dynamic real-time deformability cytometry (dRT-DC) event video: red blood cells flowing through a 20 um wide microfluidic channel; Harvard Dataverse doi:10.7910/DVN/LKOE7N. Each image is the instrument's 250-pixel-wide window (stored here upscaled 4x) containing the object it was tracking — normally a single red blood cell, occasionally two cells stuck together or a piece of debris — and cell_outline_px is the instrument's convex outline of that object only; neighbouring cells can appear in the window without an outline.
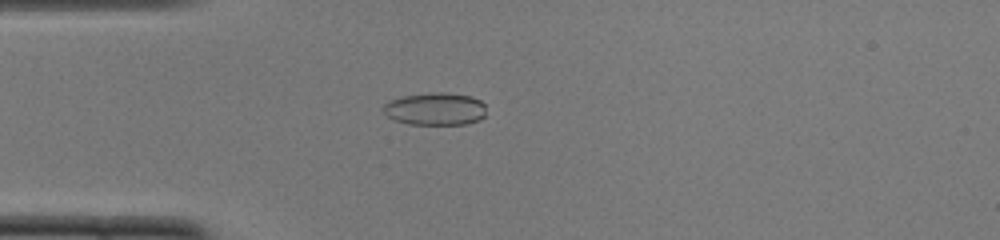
{"species": "common noctule bat (a hibernating species)", "species_latin": "Nyctalus noctula", "temperature_condition": "cold", "stored_images_in_passage": 50, "camera_frame_rate_fps": 3000, "um_per_image_px": 0.085, "animal": {"sex": "female", "body_mass_g": 22.0, "forearm_length_mm": 56.7}, "frame": {"image": 1, "passage_image": 13, "time_ms": 4.0, "image_size_px": [1000, 240], "cell_outline_px": [[484, 116], [480, 120], [464, 124], [408, 124], [396, 120], [388, 116], [384, 112], [384, 104], [388, 100], [400, 96], [432, 92], [444, 92], [472, 96], [480, 100], [484, 104]], "centroid_in_image_um": [36.99, 9.24], "position_along_channel_um": 48.0, "area_um2": 19.59}}
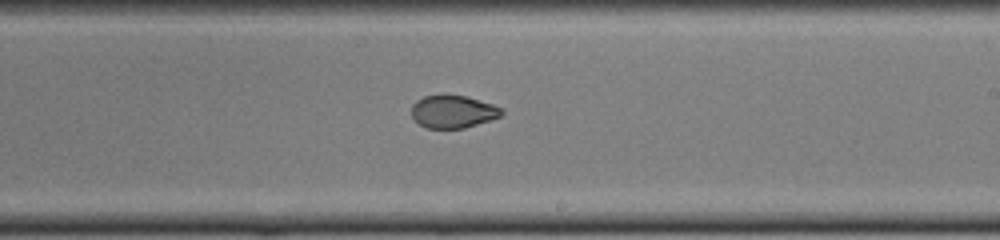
{"frame": {"image": 2, "passage_image": 29, "time_ms": 9.333, "image_size_px": [1000, 240], "cell_outline_px": [[504, 112], [500, 116], [464, 128], [424, 128], [412, 116], [412, 104], [416, 100], [424, 96], [440, 92], [444, 92], [468, 96], [492, 104], [500, 108]], "centroid_in_image_um": [38.45, 9.43], "position_along_channel_um": 250.5, "area_um2": 17.51}}
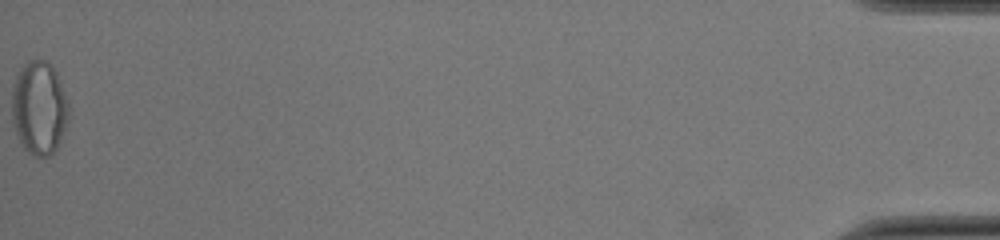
{"frame": {"image": 3, "passage_image": 50, "time_ms": 16.333, "image_size_px": [1000, 240], "cell_outline_px": [[68, 120], [60, 140], [56, 148], [48, 156], [36, 156], [28, 152], [20, 144], [12, 124], [12, 84], [20, 68], [28, 60], [44, 60], [52, 64], [56, 72], [68, 100]], "centroid_in_image_um": [3.3, 9.15], "position_along_channel_um": 431.9, "area_um2": 31.15}, "authors_computed_cell_mechanics": {"area_um2": 19.3919, "velocity_mm_per_s": 4.0157, "shape_relaxation_time_tau1_ms": null, "shape_relaxation_time_tau2_ms": 1.0992, "deformation_change_tau1": null, "deformation_change_tau2": 0.0542}}